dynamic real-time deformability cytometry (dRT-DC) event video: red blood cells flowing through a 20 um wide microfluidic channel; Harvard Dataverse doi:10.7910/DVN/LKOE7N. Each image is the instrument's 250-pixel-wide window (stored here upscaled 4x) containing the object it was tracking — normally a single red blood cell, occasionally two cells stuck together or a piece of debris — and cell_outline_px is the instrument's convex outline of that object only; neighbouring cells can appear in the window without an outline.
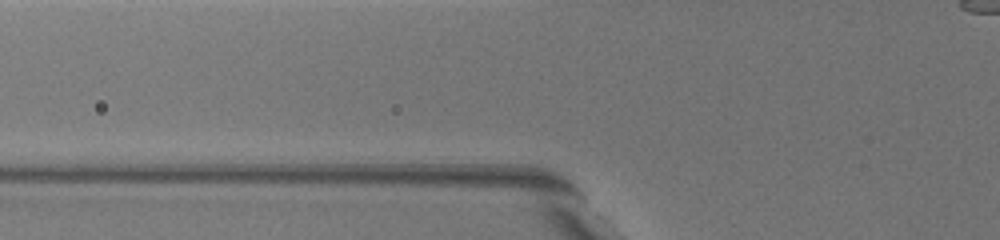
{"species": "common noctule bat (a hibernating species)", "species_latin": "Nyctalus noctula", "temperature_condition": "warm", "stored_images_in_passage": 2, "camera_frame_rate_fps": 3000, "um_per_image_px": 0.085, "animal": {"sex": "female", "body_mass_g": 19.5, "forearm_length_mm": 54.1}, "frame": {"image": 1, "passage_image": 2, "time_ms": 0.333, "image_size_px": [1000, 240], "cell_outline_px": [[660, 208], [652, 212], [600, 168], [596, 164], [584, 140], [608, 148], [660, 200]], "centroid_in_image_um": [52.96, 14.94], "position_along_channel_um": 72.8, "area_um2": 11.16}}